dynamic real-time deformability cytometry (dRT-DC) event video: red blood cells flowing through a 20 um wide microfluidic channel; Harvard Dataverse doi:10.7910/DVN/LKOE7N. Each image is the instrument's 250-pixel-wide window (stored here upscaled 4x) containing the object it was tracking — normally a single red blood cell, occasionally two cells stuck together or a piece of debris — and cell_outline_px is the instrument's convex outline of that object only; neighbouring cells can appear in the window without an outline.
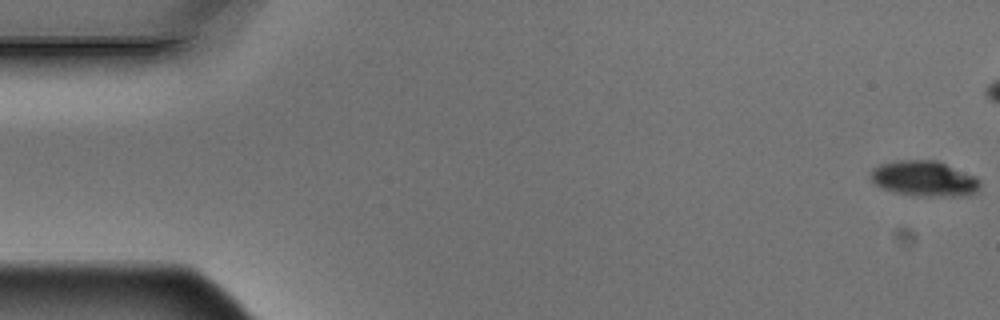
{"species": "Egyptian fruit bat (a non-hibernating species)", "species_latin": "Rousettus aegyptiacus", "temperature_condition": "warm", "stored_images_in_passage": 7, "camera_frame_rate_fps": 3000, "um_per_image_px": 0.085, "animal": {"sex": "male"}, "frame": {"image": 1, "passage_image": 1, "time_ms": 0.0, "image_size_px": [1000, 320], "cell_outline_px": [[980, 188], [972, 196], [912, 196], [892, 192], [880, 188], [872, 180], [872, 168], [880, 164], [896, 160], [936, 160], [976, 176], [980, 180]], "centroid_in_image_um": [78.59, 15.2], "position_along_channel_um": 6.4, "area_um2": 22.95}}
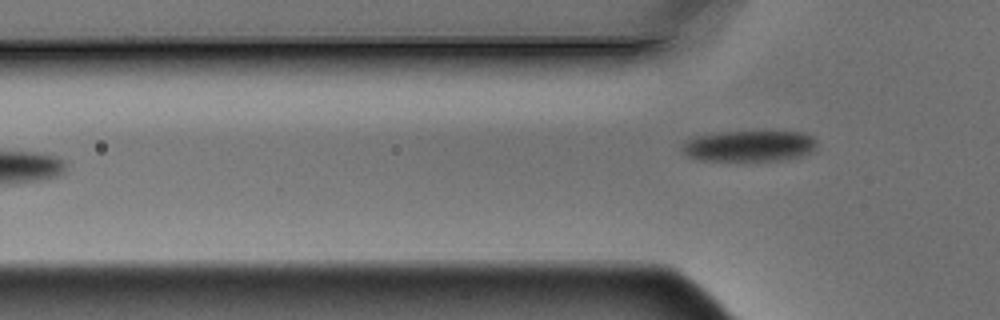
{"frame": {"image": 2, "passage_image": 7, "time_ms": 2.0, "image_size_px": [1000, 320], "cell_outline_px": [[816, 152], [804, 156], [780, 160], [700, 160], [688, 156], [680, 152], [680, 144], [684, 140], [692, 136], [716, 132], [804, 132], [812, 136], [816, 140]], "centroid_in_image_um": [63.65, 12.4], "position_along_channel_um": 62.1, "area_um2": 24.85}}